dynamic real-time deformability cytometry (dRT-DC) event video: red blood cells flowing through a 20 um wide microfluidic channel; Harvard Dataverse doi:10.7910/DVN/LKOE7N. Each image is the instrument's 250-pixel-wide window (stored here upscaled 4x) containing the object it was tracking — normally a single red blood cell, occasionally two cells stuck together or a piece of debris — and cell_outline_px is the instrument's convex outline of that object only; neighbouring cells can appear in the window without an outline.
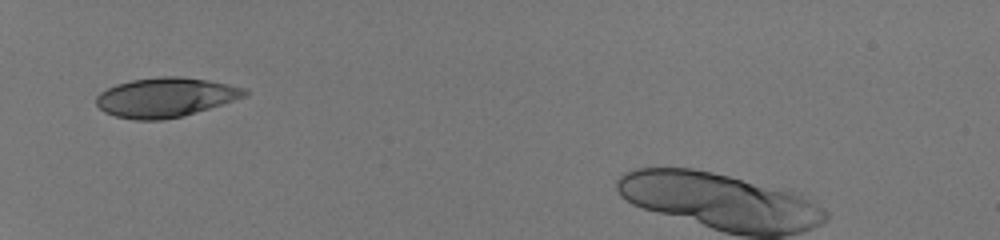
{"species": "human", "species_latin": "Homo sapiens", "temperature_condition": "room temperature", "stored_images_in_passage": 32, "camera_frame_rate_fps": 3000, "um_per_image_px": 0.085, "donor": {"sex": "male"}, "frame": {"image": 1, "passage_image": 1, "time_ms": 0.0, "image_size_px": [1000, 240], "cell_outline_px": [[248, 92], [244, 96], [184, 116], [160, 120], [136, 120], [116, 116], [104, 112], [96, 104], [96, 96], [100, 92], [116, 84], [132, 80], [160, 76], [184, 76], [208, 80], [248, 88]], "centroid_in_image_um": [14.04, 8.26], "position_along_channel_um": 71.0, "area_um2": 33.99}}
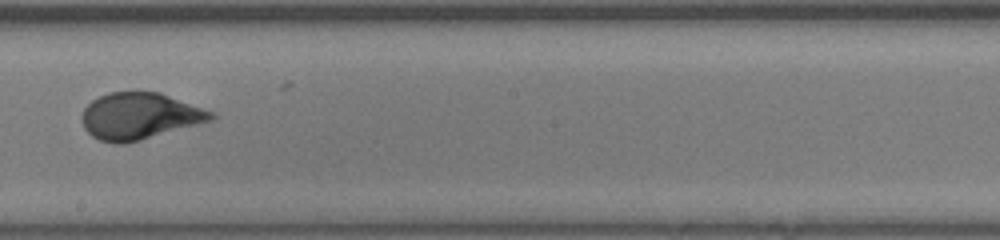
{"frame": {"image": 2, "passage_image": 14, "time_ms": 4.333, "image_size_px": [1000, 240], "cell_outline_px": [[216, 116], [212, 120], [140, 140], [124, 144], [116, 144], [100, 140], [92, 136], [84, 128], [80, 116], [84, 108], [92, 100], [108, 92], [160, 92], [216, 112]], "centroid_in_image_um": [11.86, 9.86], "position_along_channel_um": 236.3, "area_um2": 35.14}}
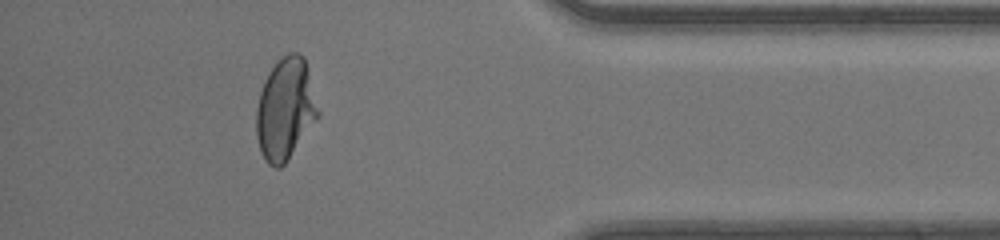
{"frame": {"image": 3, "passage_image": 28, "time_ms": 9.0, "image_size_px": [1000, 240], "cell_outline_px": [[320, 116], [284, 164], [280, 168], [276, 168], [268, 164], [264, 160], [260, 152], [256, 136], [256, 108], [260, 92], [264, 80], [268, 72], [276, 60], [288, 52], [296, 52], [304, 56], [320, 112]], "centroid_in_image_um": [24.24, 9.26], "position_along_channel_um": 411.0, "area_um2": 36.93}, "authors_computed_cell_mechanics": {"area_um2": 35.1424, "velocity_mm_per_s": 4.1481, "shape_relaxation_time_tau1_ms": 4.6227, "shape_relaxation_time_tau2_ms": null, "deformation_change_tau1": 0.2025, "deformation_change_tau2": null}}